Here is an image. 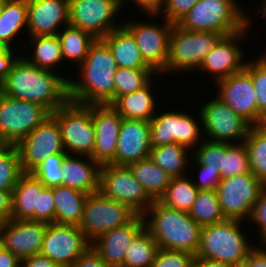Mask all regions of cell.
I'll return each instance as SVG.
<instances>
[{
  "instance_id": "obj_21",
  "label": "cell",
  "mask_w": 266,
  "mask_h": 267,
  "mask_svg": "<svg viewBox=\"0 0 266 267\" xmlns=\"http://www.w3.org/2000/svg\"><path fill=\"white\" fill-rule=\"evenodd\" d=\"M47 226L44 222L15 219L0 224L4 249L20 261L40 253Z\"/></svg>"
},
{
  "instance_id": "obj_30",
  "label": "cell",
  "mask_w": 266,
  "mask_h": 267,
  "mask_svg": "<svg viewBox=\"0 0 266 267\" xmlns=\"http://www.w3.org/2000/svg\"><path fill=\"white\" fill-rule=\"evenodd\" d=\"M27 15V0H5L3 2L0 15V46L16 49L12 43L21 31L27 29Z\"/></svg>"
},
{
  "instance_id": "obj_18",
  "label": "cell",
  "mask_w": 266,
  "mask_h": 267,
  "mask_svg": "<svg viewBox=\"0 0 266 267\" xmlns=\"http://www.w3.org/2000/svg\"><path fill=\"white\" fill-rule=\"evenodd\" d=\"M91 245L75 225L48 224L40 253L60 267H71Z\"/></svg>"
},
{
  "instance_id": "obj_24",
  "label": "cell",
  "mask_w": 266,
  "mask_h": 267,
  "mask_svg": "<svg viewBox=\"0 0 266 267\" xmlns=\"http://www.w3.org/2000/svg\"><path fill=\"white\" fill-rule=\"evenodd\" d=\"M143 228V217L137 215L130 223L101 234L91 246L108 266L123 267L128 246Z\"/></svg>"
},
{
  "instance_id": "obj_9",
  "label": "cell",
  "mask_w": 266,
  "mask_h": 267,
  "mask_svg": "<svg viewBox=\"0 0 266 267\" xmlns=\"http://www.w3.org/2000/svg\"><path fill=\"white\" fill-rule=\"evenodd\" d=\"M51 115L59 123L65 152L68 155L91 156L96 138L92 105L68 101Z\"/></svg>"
},
{
  "instance_id": "obj_31",
  "label": "cell",
  "mask_w": 266,
  "mask_h": 267,
  "mask_svg": "<svg viewBox=\"0 0 266 267\" xmlns=\"http://www.w3.org/2000/svg\"><path fill=\"white\" fill-rule=\"evenodd\" d=\"M191 150L179 143H169L166 145L153 147L150 151V158L164 170L170 177L188 176V167L191 156ZM187 167V168H186ZM187 169V170H186Z\"/></svg>"
},
{
  "instance_id": "obj_49",
  "label": "cell",
  "mask_w": 266,
  "mask_h": 267,
  "mask_svg": "<svg viewBox=\"0 0 266 267\" xmlns=\"http://www.w3.org/2000/svg\"><path fill=\"white\" fill-rule=\"evenodd\" d=\"M254 222L250 223L257 225V235L259 233V240H261V243H266V185L262 189L260 196L258 200L255 202L253 206L252 213L250 215V218L248 219L249 222Z\"/></svg>"
},
{
  "instance_id": "obj_28",
  "label": "cell",
  "mask_w": 266,
  "mask_h": 267,
  "mask_svg": "<svg viewBox=\"0 0 266 267\" xmlns=\"http://www.w3.org/2000/svg\"><path fill=\"white\" fill-rule=\"evenodd\" d=\"M44 185L32 174L23 173L12 190V219L34 221L39 193Z\"/></svg>"
},
{
  "instance_id": "obj_25",
  "label": "cell",
  "mask_w": 266,
  "mask_h": 267,
  "mask_svg": "<svg viewBox=\"0 0 266 267\" xmlns=\"http://www.w3.org/2000/svg\"><path fill=\"white\" fill-rule=\"evenodd\" d=\"M99 170L100 165L90 156L67 154L60 170L62 186L88 195L99 192Z\"/></svg>"
},
{
  "instance_id": "obj_54",
  "label": "cell",
  "mask_w": 266,
  "mask_h": 267,
  "mask_svg": "<svg viewBox=\"0 0 266 267\" xmlns=\"http://www.w3.org/2000/svg\"><path fill=\"white\" fill-rule=\"evenodd\" d=\"M12 219V191H0V224Z\"/></svg>"
},
{
  "instance_id": "obj_48",
  "label": "cell",
  "mask_w": 266,
  "mask_h": 267,
  "mask_svg": "<svg viewBox=\"0 0 266 267\" xmlns=\"http://www.w3.org/2000/svg\"><path fill=\"white\" fill-rule=\"evenodd\" d=\"M198 1L199 0H165L160 15H162L163 19L177 24Z\"/></svg>"
},
{
  "instance_id": "obj_8",
  "label": "cell",
  "mask_w": 266,
  "mask_h": 267,
  "mask_svg": "<svg viewBox=\"0 0 266 267\" xmlns=\"http://www.w3.org/2000/svg\"><path fill=\"white\" fill-rule=\"evenodd\" d=\"M157 111L149 122L151 146L158 147L169 143H179L191 152L204 140L200 111L199 121L184 110ZM201 129V130H200Z\"/></svg>"
},
{
  "instance_id": "obj_10",
  "label": "cell",
  "mask_w": 266,
  "mask_h": 267,
  "mask_svg": "<svg viewBox=\"0 0 266 267\" xmlns=\"http://www.w3.org/2000/svg\"><path fill=\"white\" fill-rule=\"evenodd\" d=\"M137 215L128 205L96 192L87 196L78 227L92 243L101 234L130 223Z\"/></svg>"
},
{
  "instance_id": "obj_23",
  "label": "cell",
  "mask_w": 266,
  "mask_h": 267,
  "mask_svg": "<svg viewBox=\"0 0 266 267\" xmlns=\"http://www.w3.org/2000/svg\"><path fill=\"white\" fill-rule=\"evenodd\" d=\"M149 122L123 118L115 152V165L128 166L150 156L152 146Z\"/></svg>"
},
{
  "instance_id": "obj_29",
  "label": "cell",
  "mask_w": 266,
  "mask_h": 267,
  "mask_svg": "<svg viewBox=\"0 0 266 267\" xmlns=\"http://www.w3.org/2000/svg\"><path fill=\"white\" fill-rule=\"evenodd\" d=\"M88 194L66 186L53 187L55 223L78 226Z\"/></svg>"
},
{
  "instance_id": "obj_3",
  "label": "cell",
  "mask_w": 266,
  "mask_h": 267,
  "mask_svg": "<svg viewBox=\"0 0 266 267\" xmlns=\"http://www.w3.org/2000/svg\"><path fill=\"white\" fill-rule=\"evenodd\" d=\"M142 217L144 228L159 248L183 251L196 256L202 227L189 213L169 208L154 200Z\"/></svg>"
},
{
  "instance_id": "obj_41",
  "label": "cell",
  "mask_w": 266,
  "mask_h": 267,
  "mask_svg": "<svg viewBox=\"0 0 266 267\" xmlns=\"http://www.w3.org/2000/svg\"><path fill=\"white\" fill-rule=\"evenodd\" d=\"M22 174L17 146L0 144V191H12Z\"/></svg>"
},
{
  "instance_id": "obj_16",
  "label": "cell",
  "mask_w": 266,
  "mask_h": 267,
  "mask_svg": "<svg viewBox=\"0 0 266 267\" xmlns=\"http://www.w3.org/2000/svg\"><path fill=\"white\" fill-rule=\"evenodd\" d=\"M17 149L23 173H31L53 154L66 153L57 120L49 116L17 145Z\"/></svg>"
},
{
  "instance_id": "obj_27",
  "label": "cell",
  "mask_w": 266,
  "mask_h": 267,
  "mask_svg": "<svg viewBox=\"0 0 266 267\" xmlns=\"http://www.w3.org/2000/svg\"><path fill=\"white\" fill-rule=\"evenodd\" d=\"M102 40L110 48L118 67L152 69L142 58L135 38L123 25L112 30Z\"/></svg>"
},
{
  "instance_id": "obj_59",
  "label": "cell",
  "mask_w": 266,
  "mask_h": 267,
  "mask_svg": "<svg viewBox=\"0 0 266 267\" xmlns=\"http://www.w3.org/2000/svg\"><path fill=\"white\" fill-rule=\"evenodd\" d=\"M3 249H4V242H3V238L0 233V253L2 252Z\"/></svg>"
},
{
  "instance_id": "obj_43",
  "label": "cell",
  "mask_w": 266,
  "mask_h": 267,
  "mask_svg": "<svg viewBox=\"0 0 266 267\" xmlns=\"http://www.w3.org/2000/svg\"><path fill=\"white\" fill-rule=\"evenodd\" d=\"M67 153H56L46 158L31 173L45 186H62V176L60 173L63 160Z\"/></svg>"
},
{
  "instance_id": "obj_33",
  "label": "cell",
  "mask_w": 266,
  "mask_h": 267,
  "mask_svg": "<svg viewBox=\"0 0 266 267\" xmlns=\"http://www.w3.org/2000/svg\"><path fill=\"white\" fill-rule=\"evenodd\" d=\"M134 178L144 187L153 200H159L170 184L171 178L150 157L128 165Z\"/></svg>"
},
{
  "instance_id": "obj_34",
  "label": "cell",
  "mask_w": 266,
  "mask_h": 267,
  "mask_svg": "<svg viewBox=\"0 0 266 267\" xmlns=\"http://www.w3.org/2000/svg\"><path fill=\"white\" fill-rule=\"evenodd\" d=\"M64 63L70 61V65H80L86 58L90 46L96 41L91 33L80 28L66 25L62 31L57 34Z\"/></svg>"
},
{
  "instance_id": "obj_56",
  "label": "cell",
  "mask_w": 266,
  "mask_h": 267,
  "mask_svg": "<svg viewBox=\"0 0 266 267\" xmlns=\"http://www.w3.org/2000/svg\"><path fill=\"white\" fill-rule=\"evenodd\" d=\"M0 267H21V261L10 251L3 249L0 253Z\"/></svg>"
},
{
  "instance_id": "obj_17",
  "label": "cell",
  "mask_w": 266,
  "mask_h": 267,
  "mask_svg": "<svg viewBox=\"0 0 266 267\" xmlns=\"http://www.w3.org/2000/svg\"><path fill=\"white\" fill-rule=\"evenodd\" d=\"M217 96L252 126L264 125L266 119L257 110V97L251 75L241 70L217 81Z\"/></svg>"
},
{
  "instance_id": "obj_15",
  "label": "cell",
  "mask_w": 266,
  "mask_h": 267,
  "mask_svg": "<svg viewBox=\"0 0 266 267\" xmlns=\"http://www.w3.org/2000/svg\"><path fill=\"white\" fill-rule=\"evenodd\" d=\"M164 20L155 22L125 21L123 26L133 35L144 61L160 74L166 67L169 53V38L173 23Z\"/></svg>"
},
{
  "instance_id": "obj_12",
  "label": "cell",
  "mask_w": 266,
  "mask_h": 267,
  "mask_svg": "<svg viewBox=\"0 0 266 267\" xmlns=\"http://www.w3.org/2000/svg\"><path fill=\"white\" fill-rule=\"evenodd\" d=\"M204 139L220 143L244 142L252 126L242 116L236 114L218 96L206 101L199 108Z\"/></svg>"
},
{
  "instance_id": "obj_52",
  "label": "cell",
  "mask_w": 266,
  "mask_h": 267,
  "mask_svg": "<svg viewBox=\"0 0 266 267\" xmlns=\"http://www.w3.org/2000/svg\"><path fill=\"white\" fill-rule=\"evenodd\" d=\"M16 50L0 46V82L4 79V77L10 72L13 63L20 56L15 55Z\"/></svg>"
},
{
  "instance_id": "obj_50",
  "label": "cell",
  "mask_w": 266,
  "mask_h": 267,
  "mask_svg": "<svg viewBox=\"0 0 266 267\" xmlns=\"http://www.w3.org/2000/svg\"><path fill=\"white\" fill-rule=\"evenodd\" d=\"M128 2L129 0H121V9H123L124 6L126 7ZM130 2L134 3L135 7L138 6L139 9L143 11L142 13L145 12V16H149L151 20H153L152 17H160L165 0H130Z\"/></svg>"
},
{
  "instance_id": "obj_53",
  "label": "cell",
  "mask_w": 266,
  "mask_h": 267,
  "mask_svg": "<svg viewBox=\"0 0 266 267\" xmlns=\"http://www.w3.org/2000/svg\"><path fill=\"white\" fill-rule=\"evenodd\" d=\"M260 245L249 252L242 267H266V243H260Z\"/></svg>"
},
{
  "instance_id": "obj_39",
  "label": "cell",
  "mask_w": 266,
  "mask_h": 267,
  "mask_svg": "<svg viewBox=\"0 0 266 267\" xmlns=\"http://www.w3.org/2000/svg\"><path fill=\"white\" fill-rule=\"evenodd\" d=\"M249 155L245 142L223 143V154L220 161L222 179L235 175L250 173Z\"/></svg>"
},
{
  "instance_id": "obj_35",
  "label": "cell",
  "mask_w": 266,
  "mask_h": 267,
  "mask_svg": "<svg viewBox=\"0 0 266 267\" xmlns=\"http://www.w3.org/2000/svg\"><path fill=\"white\" fill-rule=\"evenodd\" d=\"M189 178V179H188ZM199 190L190 177L171 178L165 193L158 200L165 206L179 211L189 212L193 206Z\"/></svg>"
},
{
  "instance_id": "obj_14",
  "label": "cell",
  "mask_w": 266,
  "mask_h": 267,
  "mask_svg": "<svg viewBox=\"0 0 266 267\" xmlns=\"http://www.w3.org/2000/svg\"><path fill=\"white\" fill-rule=\"evenodd\" d=\"M121 11V0H69V25L102 39L123 25L115 20Z\"/></svg>"
},
{
  "instance_id": "obj_44",
  "label": "cell",
  "mask_w": 266,
  "mask_h": 267,
  "mask_svg": "<svg viewBox=\"0 0 266 267\" xmlns=\"http://www.w3.org/2000/svg\"><path fill=\"white\" fill-rule=\"evenodd\" d=\"M221 154H223V143L204 139L191 155L205 168L218 169L220 173Z\"/></svg>"
},
{
  "instance_id": "obj_47",
  "label": "cell",
  "mask_w": 266,
  "mask_h": 267,
  "mask_svg": "<svg viewBox=\"0 0 266 267\" xmlns=\"http://www.w3.org/2000/svg\"><path fill=\"white\" fill-rule=\"evenodd\" d=\"M34 221L47 224L55 223V204L53 187H43L39 193L38 209L34 212Z\"/></svg>"
},
{
  "instance_id": "obj_36",
  "label": "cell",
  "mask_w": 266,
  "mask_h": 267,
  "mask_svg": "<svg viewBox=\"0 0 266 267\" xmlns=\"http://www.w3.org/2000/svg\"><path fill=\"white\" fill-rule=\"evenodd\" d=\"M244 142L250 171L266 185V125L251 126Z\"/></svg>"
},
{
  "instance_id": "obj_45",
  "label": "cell",
  "mask_w": 266,
  "mask_h": 267,
  "mask_svg": "<svg viewBox=\"0 0 266 267\" xmlns=\"http://www.w3.org/2000/svg\"><path fill=\"white\" fill-rule=\"evenodd\" d=\"M194 257L187 252L159 248L151 267H191Z\"/></svg>"
},
{
  "instance_id": "obj_38",
  "label": "cell",
  "mask_w": 266,
  "mask_h": 267,
  "mask_svg": "<svg viewBox=\"0 0 266 267\" xmlns=\"http://www.w3.org/2000/svg\"><path fill=\"white\" fill-rule=\"evenodd\" d=\"M188 213L201 227L226 220L221 211L216 190H199L197 198Z\"/></svg>"
},
{
  "instance_id": "obj_57",
  "label": "cell",
  "mask_w": 266,
  "mask_h": 267,
  "mask_svg": "<svg viewBox=\"0 0 266 267\" xmlns=\"http://www.w3.org/2000/svg\"><path fill=\"white\" fill-rule=\"evenodd\" d=\"M191 267H235L229 263L194 257Z\"/></svg>"
},
{
  "instance_id": "obj_19",
  "label": "cell",
  "mask_w": 266,
  "mask_h": 267,
  "mask_svg": "<svg viewBox=\"0 0 266 267\" xmlns=\"http://www.w3.org/2000/svg\"><path fill=\"white\" fill-rule=\"evenodd\" d=\"M250 15L249 24L241 31L223 36L210 53L205 56L203 62L197 69L198 71H202L203 74H213L215 83L245 68L244 49L239 47V43L248 37L247 33H249L248 31L252 24V17Z\"/></svg>"
},
{
  "instance_id": "obj_55",
  "label": "cell",
  "mask_w": 266,
  "mask_h": 267,
  "mask_svg": "<svg viewBox=\"0 0 266 267\" xmlns=\"http://www.w3.org/2000/svg\"><path fill=\"white\" fill-rule=\"evenodd\" d=\"M21 267H60L41 253L34 254L21 261Z\"/></svg>"
},
{
  "instance_id": "obj_11",
  "label": "cell",
  "mask_w": 266,
  "mask_h": 267,
  "mask_svg": "<svg viewBox=\"0 0 266 267\" xmlns=\"http://www.w3.org/2000/svg\"><path fill=\"white\" fill-rule=\"evenodd\" d=\"M99 192L104 197L128 205L138 215H143L154 202L128 166H100Z\"/></svg>"
},
{
  "instance_id": "obj_60",
  "label": "cell",
  "mask_w": 266,
  "mask_h": 267,
  "mask_svg": "<svg viewBox=\"0 0 266 267\" xmlns=\"http://www.w3.org/2000/svg\"><path fill=\"white\" fill-rule=\"evenodd\" d=\"M5 0H0V6H3V2H4Z\"/></svg>"
},
{
  "instance_id": "obj_37",
  "label": "cell",
  "mask_w": 266,
  "mask_h": 267,
  "mask_svg": "<svg viewBox=\"0 0 266 267\" xmlns=\"http://www.w3.org/2000/svg\"><path fill=\"white\" fill-rule=\"evenodd\" d=\"M158 249L156 241L143 228L128 246L123 267H151Z\"/></svg>"
},
{
  "instance_id": "obj_4",
  "label": "cell",
  "mask_w": 266,
  "mask_h": 267,
  "mask_svg": "<svg viewBox=\"0 0 266 267\" xmlns=\"http://www.w3.org/2000/svg\"><path fill=\"white\" fill-rule=\"evenodd\" d=\"M244 224L248 222L226 219L220 223L202 226L196 257L242 267L249 252L256 246L252 244V240L249 241L242 229L241 225Z\"/></svg>"
},
{
  "instance_id": "obj_58",
  "label": "cell",
  "mask_w": 266,
  "mask_h": 267,
  "mask_svg": "<svg viewBox=\"0 0 266 267\" xmlns=\"http://www.w3.org/2000/svg\"><path fill=\"white\" fill-rule=\"evenodd\" d=\"M263 2L259 5V9H258V11H259V13L261 14V17H264L263 19H265L266 18V0H262ZM266 20V19H265ZM266 47V46H265ZM266 49V48H265Z\"/></svg>"
},
{
  "instance_id": "obj_26",
  "label": "cell",
  "mask_w": 266,
  "mask_h": 267,
  "mask_svg": "<svg viewBox=\"0 0 266 267\" xmlns=\"http://www.w3.org/2000/svg\"><path fill=\"white\" fill-rule=\"evenodd\" d=\"M152 85L154 84L151 80L143 88L118 97L111 106L122 118L150 121L159 110L156 107L159 99L154 96Z\"/></svg>"
},
{
  "instance_id": "obj_42",
  "label": "cell",
  "mask_w": 266,
  "mask_h": 267,
  "mask_svg": "<svg viewBox=\"0 0 266 267\" xmlns=\"http://www.w3.org/2000/svg\"><path fill=\"white\" fill-rule=\"evenodd\" d=\"M258 59L247 61L245 70L251 75L257 97V110L266 119V51Z\"/></svg>"
},
{
  "instance_id": "obj_22",
  "label": "cell",
  "mask_w": 266,
  "mask_h": 267,
  "mask_svg": "<svg viewBox=\"0 0 266 267\" xmlns=\"http://www.w3.org/2000/svg\"><path fill=\"white\" fill-rule=\"evenodd\" d=\"M27 7V39L57 35L69 24V0H27Z\"/></svg>"
},
{
  "instance_id": "obj_32",
  "label": "cell",
  "mask_w": 266,
  "mask_h": 267,
  "mask_svg": "<svg viewBox=\"0 0 266 267\" xmlns=\"http://www.w3.org/2000/svg\"><path fill=\"white\" fill-rule=\"evenodd\" d=\"M33 46L31 55L23 53L22 56L32 65H36L39 68L50 70L55 72L60 63L63 64L64 60L61 52V44L57 35H44V36H34L29 37L27 45L24 43V46L28 45ZM32 56V57H31ZM58 66V67H57Z\"/></svg>"
},
{
  "instance_id": "obj_40",
  "label": "cell",
  "mask_w": 266,
  "mask_h": 267,
  "mask_svg": "<svg viewBox=\"0 0 266 267\" xmlns=\"http://www.w3.org/2000/svg\"><path fill=\"white\" fill-rule=\"evenodd\" d=\"M157 74L153 69H126L118 67L114 75L115 100L146 86ZM154 77V78H153Z\"/></svg>"
},
{
  "instance_id": "obj_13",
  "label": "cell",
  "mask_w": 266,
  "mask_h": 267,
  "mask_svg": "<svg viewBox=\"0 0 266 267\" xmlns=\"http://www.w3.org/2000/svg\"><path fill=\"white\" fill-rule=\"evenodd\" d=\"M264 187L252 172L221 179L216 192L225 218L247 221Z\"/></svg>"
},
{
  "instance_id": "obj_7",
  "label": "cell",
  "mask_w": 266,
  "mask_h": 267,
  "mask_svg": "<svg viewBox=\"0 0 266 267\" xmlns=\"http://www.w3.org/2000/svg\"><path fill=\"white\" fill-rule=\"evenodd\" d=\"M49 116L44 106L0 92V144L17 146Z\"/></svg>"
},
{
  "instance_id": "obj_20",
  "label": "cell",
  "mask_w": 266,
  "mask_h": 267,
  "mask_svg": "<svg viewBox=\"0 0 266 267\" xmlns=\"http://www.w3.org/2000/svg\"><path fill=\"white\" fill-rule=\"evenodd\" d=\"M123 118L109 104L92 105L95 145L90 156L100 166L115 165V152Z\"/></svg>"
},
{
  "instance_id": "obj_1",
  "label": "cell",
  "mask_w": 266,
  "mask_h": 267,
  "mask_svg": "<svg viewBox=\"0 0 266 267\" xmlns=\"http://www.w3.org/2000/svg\"><path fill=\"white\" fill-rule=\"evenodd\" d=\"M59 73L32 65L22 55L0 82V92L44 106L50 113L69 101L68 80Z\"/></svg>"
},
{
  "instance_id": "obj_46",
  "label": "cell",
  "mask_w": 266,
  "mask_h": 267,
  "mask_svg": "<svg viewBox=\"0 0 266 267\" xmlns=\"http://www.w3.org/2000/svg\"><path fill=\"white\" fill-rule=\"evenodd\" d=\"M191 158L192 159H190L189 165H191V168L194 167L193 169H195L196 170L195 172L198 173L197 175H199L198 176L199 180H196L197 178H193L195 179L193 180V183L197 187V189L207 190V191L216 190L218 184L222 179L220 173L218 172V169L205 168L193 156Z\"/></svg>"
},
{
  "instance_id": "obj_51",
  "label": "cell",
  "mask_w": 266,
  "mask_h": 267,
  "mask_svg": "<svg viewBox=\"0 0 266 267\" xmlns=\"http://www.w3.org/2000/svg\"><path fill=\"white\" fill-rule=\"evenodd\" d=\"M71 267H110L90 245L72 264Z\"/></svg>"
},
{
  "instance_id": "obj_6",
  "label": "cell",
  "mask_w": 266,
  "mask_h": 267,
  "mask_svg": "<svg viewBox=\"0 0 266 267\" xmlns=\"http://www.w3.org/2000/svg\"><path fill=\"white\" fill-rule=\"evenodd\" d=\"M222 37L217 32L188 31L174 24L169 38L166 67L160 74L163 77L164 74L197 71L205 56Z\"/></svg>"
},
{
  "instance_id": "obj_5",
  "label": "cell",
  "mask_w": 266,
  "mask_h": 267,
  "mask_svg": "<svg viewBox=\"0 0 266 267\" xmlns=\"http://www.w3.org/2000/svg\"><path fill=\"white\" fill-rule=\"evenodd\" d=\"M245 11L237 0H199L177 24L188 31L217 32L227 36L249 24V14Z\"/></svg>"
},
{
  "instance_id": "obj_2",
  "label": "cell",
  "mask_w": 266,
  "mask_h": 267,
  "mask_svg": "<svg viewBox=\"0 0 266 267\" xmlns=\"http://www.w3.org/2000/svg\"><path fill=\"white\" fill-rule=\"evenodd\" d=\"M77 68V78L68 80L69 101L82 105H111L115 101L114 75L118 66L102 39H96Z\"/></svg>"
}]
</instances>
